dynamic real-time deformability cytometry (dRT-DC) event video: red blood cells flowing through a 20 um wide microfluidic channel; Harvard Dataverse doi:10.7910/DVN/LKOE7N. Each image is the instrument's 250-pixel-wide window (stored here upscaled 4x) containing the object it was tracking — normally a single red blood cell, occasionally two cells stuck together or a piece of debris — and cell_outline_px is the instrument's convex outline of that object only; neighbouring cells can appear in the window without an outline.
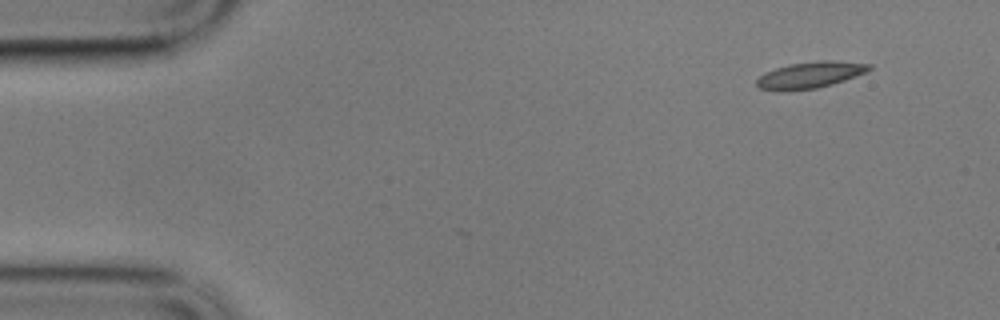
{"species": "common noctule bat (a hibernating species)", "species_latin": "Nyctalus noctula", "temperature_condition": "cold", "stored_images_in_passage": 55, "camera_frame_rate_fps": 3000, "um_per_image_px": 0.085, "animal": {"sex": "male", "body_mass_g": 17.9}, "frame": {"image": 1, "passage_image": 1, "time_ms": 0.0, "image_size_px": [1000, 320], "cell_outline_px": [[872, 68], [868, 72], [832, 84], [816, 88], [788, 92], [776, 92], [760, 88], [756, 84], [756, 80], [760, 76], [776, 68], [788, 64], [820, 60], [832, 60], [872, 64]], "centroid_in_image_um": [68.86, 6.38], "position_along_channel_um": 16.1, "area_um2": 17.57}}
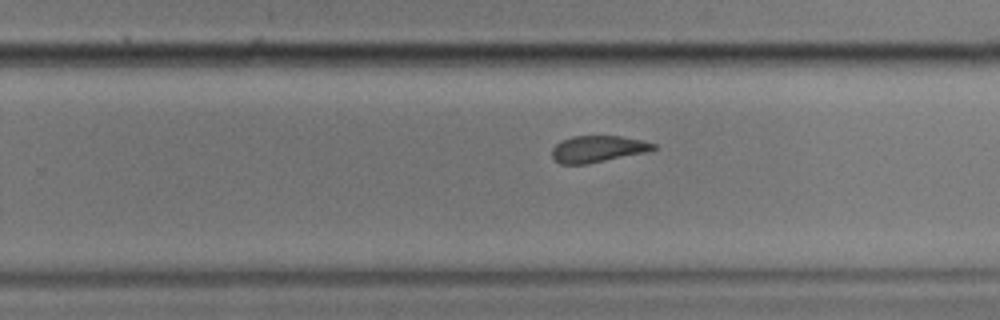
{"frame": {"image": 2, "passage_image": 33, "time_ms": 10.667, "image_size_px": [1000, 320], "cell_outline_px": [[656, 148], [648, 152], [588, 164], [560, 164], [552, 156], [552, 148], [560, 140], [572, 136], [620, 136], [644, 140], [656, 144]], "centroid_in_image_um": [50.83, 12.66], "position_along_channel_um": 279.0, "area_um2": 15.9}}
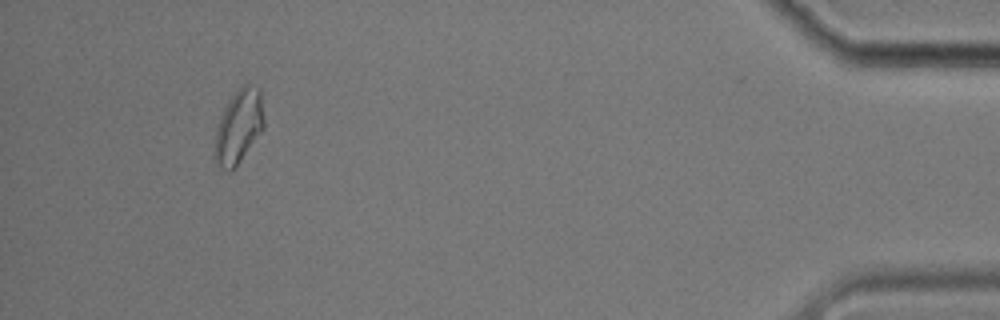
{"frame": {"image": 3, "passage_image": 51, "time_ms": 16.667, "image_size_px": [1000, 320], "cell_outline_px": [[264, 128], [232, 172], [228, 172], [220, 168], [216, 164], [212, 156], [216, 128], [220, 116], [224, 108], [232, 96], [244, 84], [248, 84], [260, 88], [264, 116]], "centroid_in_image_um": [20.26, 10.81], "position_along_channel_um": 414.9, "area_um2": 21.5}, "authors_computed_cell_mechanics": {"area_um2": 17.2244, "velocity_mm_per_s": 3.359, "shape_relaxation_time_tau1_ms": null, "shape_relaxation_time_tau2_ms": 2.0637, "deformation_change_tau1": null, "deformation_change_tau2": 0.0754}}